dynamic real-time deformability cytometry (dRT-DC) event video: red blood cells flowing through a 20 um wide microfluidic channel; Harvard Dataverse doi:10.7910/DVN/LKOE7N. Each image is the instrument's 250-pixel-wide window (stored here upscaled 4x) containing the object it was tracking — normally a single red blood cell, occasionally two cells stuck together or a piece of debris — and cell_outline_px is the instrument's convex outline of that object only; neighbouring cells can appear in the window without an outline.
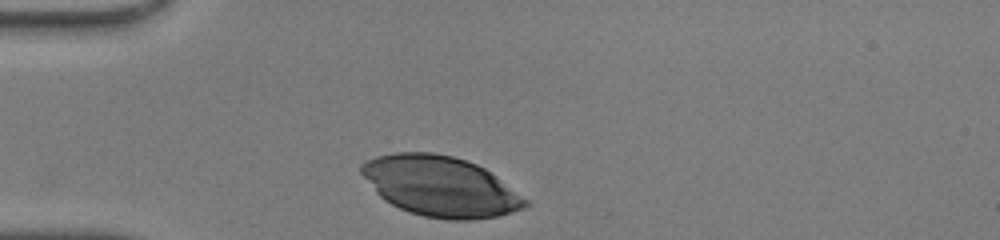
{"species": "human", "species_latin": "Homo sapiens", "temperature_condition": "warm", "stored_images_in_passage": 27, "camera_frame_rate_fps": 3000, "um_per_image_px": 0.085, "donor": {"sex": "male"}, "frame": {"image": 1, "passage_image": 1, "time_ms": 0.0, "image_size_px": [1000, 240], "cell_outline_px": [[528, 204], [524, 208], [496, 216], [472, 220], [448, 220], [424, 216], [400, 208], [384, 200], [376, 192], [360, 172], [360, 164], [376, 156], [396, 152], [432, 152], [452, 156], [476, 164], [484, 168], [496, 176], [528, 200]], "centroid_in_image_um": [37.42, 15.83], "position_along_channel_um": 47.6, "area_um2": 57.05}}